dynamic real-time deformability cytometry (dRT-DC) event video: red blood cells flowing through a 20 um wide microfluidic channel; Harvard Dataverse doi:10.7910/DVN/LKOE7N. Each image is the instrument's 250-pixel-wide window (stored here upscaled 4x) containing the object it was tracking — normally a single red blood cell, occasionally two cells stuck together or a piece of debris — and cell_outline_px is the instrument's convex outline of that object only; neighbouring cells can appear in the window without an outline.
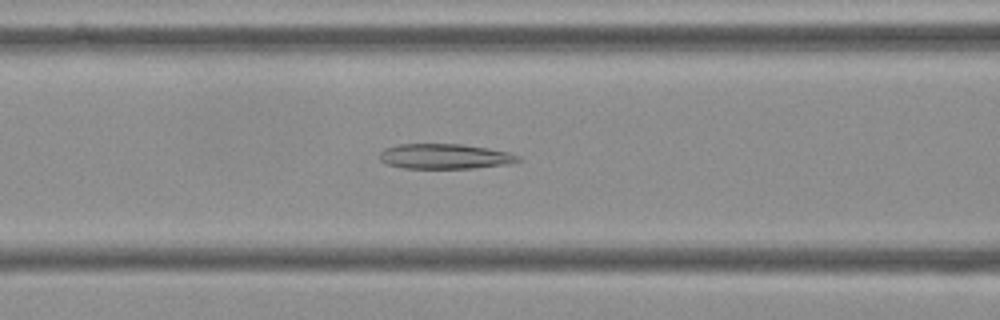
{"species": "Egyptian fruit bat (a non-hibernating species)", "species_latin": "Rousettus aegyptiacus", "temperature_condition": "cold", "stored_images_in_passage": 55, "camera_frame_rate_fps": 3000, "um_per_image_px": 0.085, "frame": {"image": 1, "passage_image": 22, "time_ms": 7.0, "image_size_px": [1000, 320], "cell_outline_px": [[524, 160], [512, 164], [476, 168], [404, 168], [384, 164], [380, 160], [380, 152], [384, 148], [400, 144], [464, 144], [488, 148], [508, 152], [520, 156]], "centroid_in_image_um": [37.86, 13.3], "position_along_channel_um": 128.7, "area_um2": 20.58}}
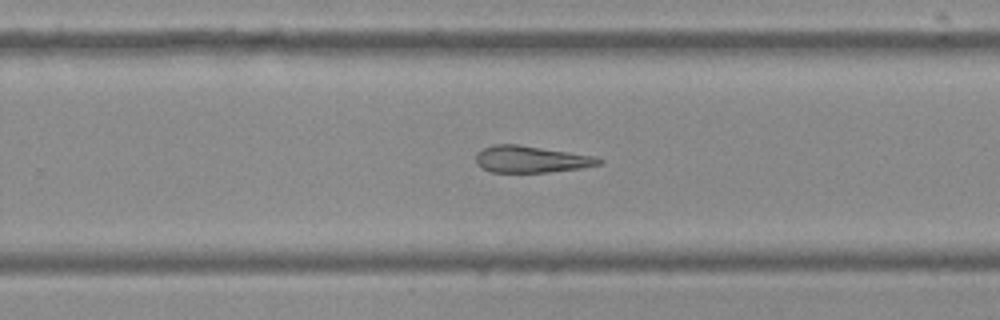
{"frame": {"image": 2, "passage_image": 35, "time_ms": 11.333, "image_size_px": [1000, 320], "cell_outline_px": [[604, 160], [600, 164], [580, 168], [548, 172], [492, 172], [476, 164], [476, 152], [492, 144], [516, 144], [596, 156]], "centroid_in_image_um": [45.13, 13.53], "position_along_channel_um": 284.7, "area_um2": 19.07}}
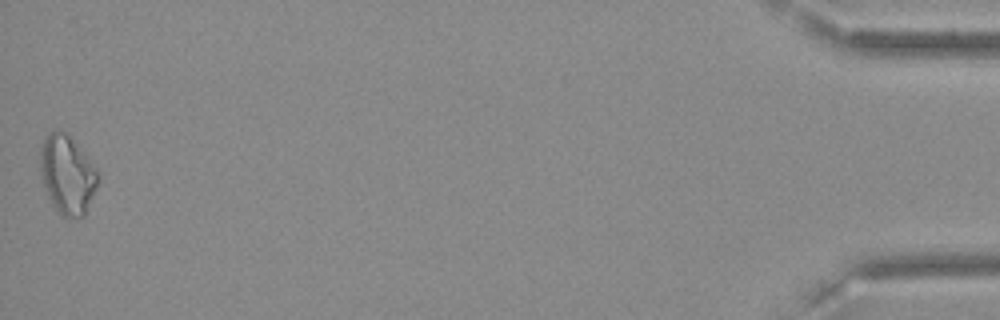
{"frame": {"image": 3, "passage_image": 55, "time_ms": 18.0, "image_size_px": [1000, 320], "cell_outline_px": [[100, 180], [84, 216], [60, 216], [56, 212], [48, 196], [40, 172], [40, 152], [44, 140], [52, 132], [64, 132], [72, 140], [96, 168]], "centroid_in_image_um": [5.72, 14.9], "position_along_channel_um": 429.5, "area_um2": 25.84}, "authors_computed_cell_mechanics": {"area_um2": 21.7906, "velocity_mm_per_s": 3.5969, "shape_relaxation_time_tau1_ms": null, "shape_relaxation_time_tau2_ms": 8.9178, "deformation_change_tau1": null, "deformation_change_tau2": 0.2433}}